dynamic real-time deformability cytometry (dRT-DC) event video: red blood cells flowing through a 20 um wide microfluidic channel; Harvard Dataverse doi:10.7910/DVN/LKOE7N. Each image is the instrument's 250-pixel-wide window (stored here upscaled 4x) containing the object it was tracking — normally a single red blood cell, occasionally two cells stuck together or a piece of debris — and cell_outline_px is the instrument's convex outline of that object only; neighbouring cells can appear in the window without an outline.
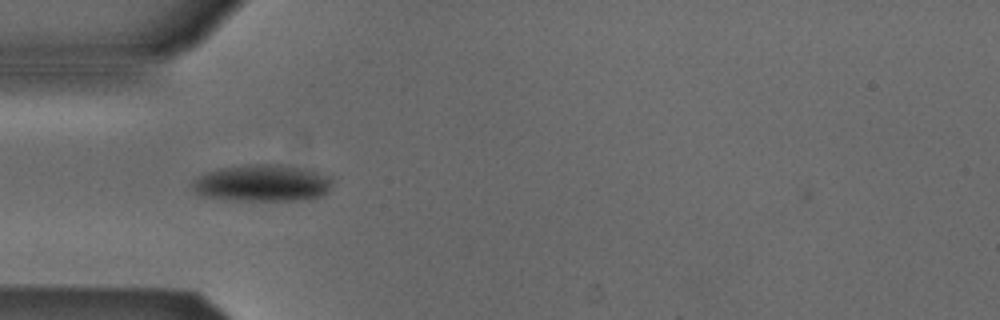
{"species": "Egyptian fruit bat (a non-hibernating species)", "species_latin": "Rousettus aegyptiacus", "temperature_condition": "cold", "stored_images_in_passage": 23, "camera_frame_rate_fps": 3000, "um_per_image_px": 0.085, "animal": {"sex": "male"}, "frame": {"image": 1, "passage_image": 3, "time_ms": 0.667, "image_size_px": [1000, 320], "cell_outline_px": [[332, 180], [328, 192], [324, 196], [296, 200], [232, 200], [200, 196], [192, 188], [192, 180], [196, 176], [220, 168], [260, 164], [280, 164], [316, 172], [328, 176]], "centroid_in_image_um": [22.25, 15.58], "position_along_channel_um": 62.8, "area_um2": 29.82}}
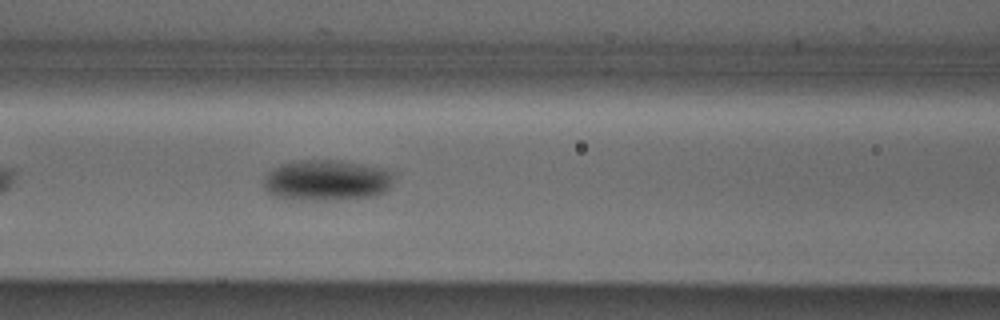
{"frame": {"image": 2, "passage_image": 9, "time_ms": 2.667, "image_size_px": [1000, 320], "cell_outline_px": [[392, 176], [388, 188], [384, 192], [372, 196], [328, 200], [292, 200], [268, 192], [264, 188], [264, 180], [280, 164], [300, 160], [340, 160], [376, 168], [392, 172]], "centroid_in_image_um": [27.74, 15.33], "position_along_channel_um": 138.9, "area_um2": 30.17}}
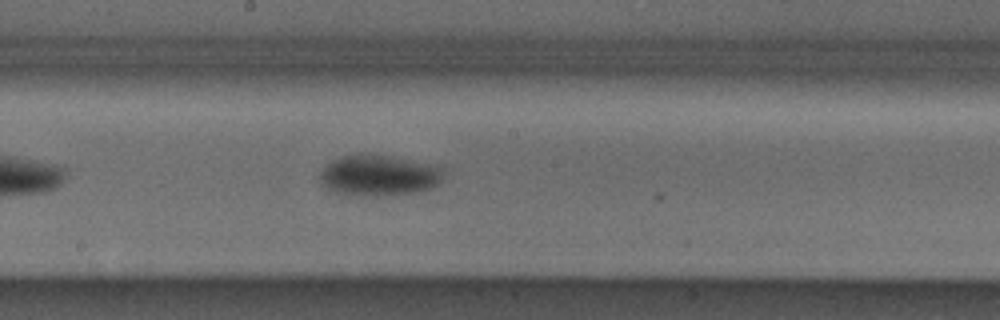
{"frame": {"image": 3, "passage_image": 15, "time_ms": 4.667, "image_size_px": [1000, 320], "cell_outline_px": [[440, 180], [436, 184], [420, 192], [380, 196], [356, 196], [336, 192], [328, 188], [320, 180], [320, 172], [328, 164], [344, 156], [360, 152], [364, 152], [436, 164], [440, 168]], "centroid_in_image_um": [32.18, 14.9], "position_along_channel_um": 216.0, "area_um2": 29.3}}